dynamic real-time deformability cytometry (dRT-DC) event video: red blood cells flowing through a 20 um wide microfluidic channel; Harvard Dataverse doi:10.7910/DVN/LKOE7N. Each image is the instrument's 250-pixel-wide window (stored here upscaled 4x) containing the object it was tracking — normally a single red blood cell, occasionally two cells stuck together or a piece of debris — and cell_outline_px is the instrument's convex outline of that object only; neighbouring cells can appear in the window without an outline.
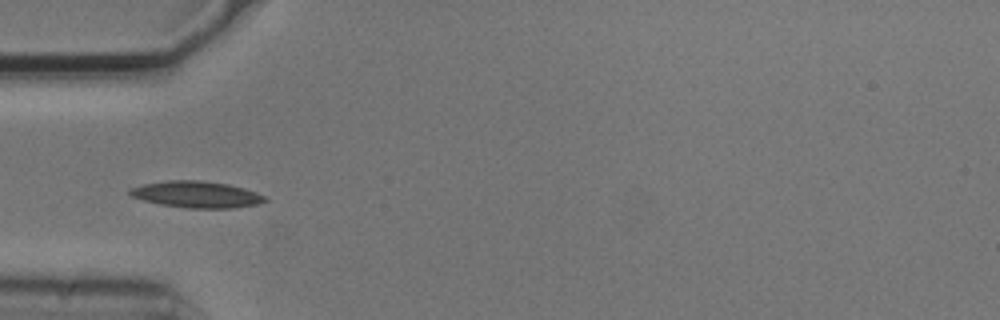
{"species": "common noctule bat (a hibernating species)", "species_latin": "Nyctalus noctula", "temperature_condition": "cold", "stored_images_in_passage": 7, "camera_frame_rate_fps": 3000, "um_per_image_px": 0.085, "animal": {"sex": "male", "body_mass_g": 20.5, "forearm_length_mm": 52.5}, "frame": {"image": 1, "passage_image": 5, "time_ms": 1.333, "image_size_px": [1000, 320], "cell_outline_px": [[268, 200], [256, 204], [232, 208], [184, 208], [160, 204], [144, 200], [132, 196], [128, 192], [128, 188], [144, 184], [168, 180], [200, 180], [228, 184], [244, 188], [256, 192], [264, 196]], "centroid_in_image_um": [16.69, 16.52], "position_along_channel_um": 68.3, "area_um2": 20.81}}
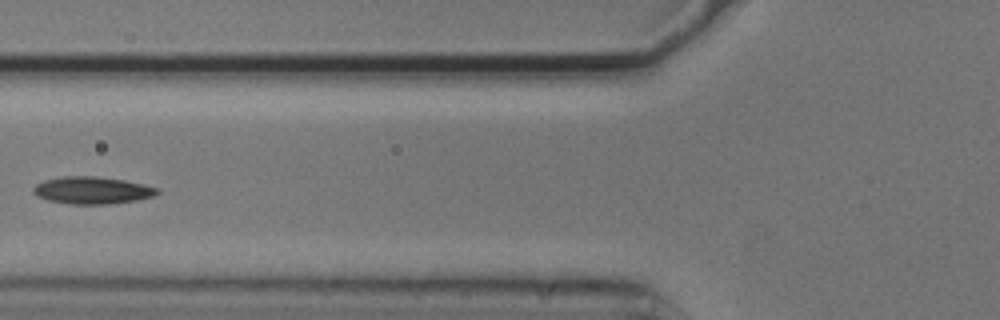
{"frame": {"image": 2, "passage_image": 6, "time_ms": 1.667, "image_size_px": [1000, 320], "cell_outline_px": [[160, 192], [152, 196], [136, 200], [108, 204], [68, 204], [48, 200], [36, 196], [32, 192], [32, 188], [36, 184], [44, 180], [64, 176], [96, 176], [124, 180], [160, 188]], "centroid_in_image_um": [7.81, 16.17], "position_along_channel_um": 118.0, "area_um2": 19.71}}
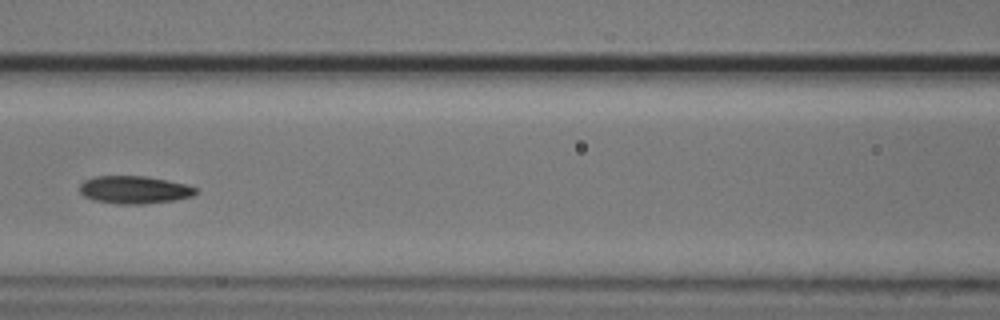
{"frame": {"image": 3, "passage_image": 7, "time_ms": 2.0, "image_size_px": [1000, 320], "cell_outline_px": [[200, 192], [192, 196], [176, 200], [144, 204], [120, 204], [96, 200], [84, 196], [80, 192], [80, 184], [84, 180], [96, 176], [148, 176], [168, 180], [200, 188]], "centroid_in_image_um": [11.48, 16.12], "position_along_channel_um": 155.1, "area_um2": 18.9}}